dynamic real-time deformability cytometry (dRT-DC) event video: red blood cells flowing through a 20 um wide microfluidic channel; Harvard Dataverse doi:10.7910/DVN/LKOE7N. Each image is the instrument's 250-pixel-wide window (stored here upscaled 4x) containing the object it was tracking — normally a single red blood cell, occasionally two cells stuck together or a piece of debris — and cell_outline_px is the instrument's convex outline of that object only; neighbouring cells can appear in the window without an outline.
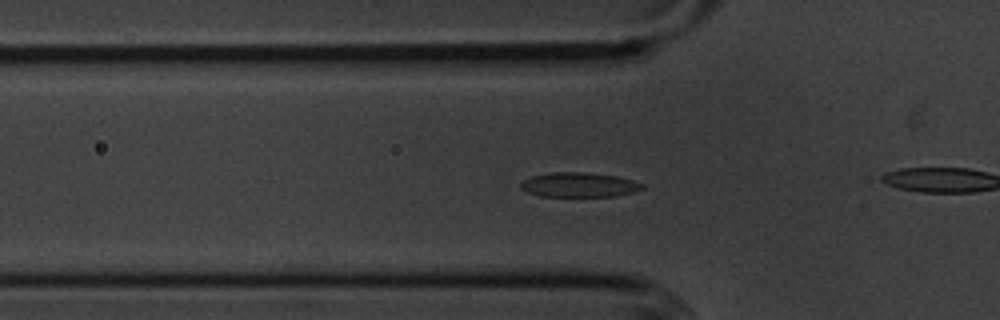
{"species": "common noctule bat (a hibernating species)", "species_latin": "Nyctalus noctula", "temperature_condition": "cold", "stored_images_in_passage": 58, "camera_frame_rate_fps": 3000, "um_per_image_px": 0.085, "animal": {"sex": "male", "body_mass_g": 20.1, "forearm_length_mm": 53.5}, "frame": {"image": 1, "passage_image": 19, "time_ms": 6.0, "image_size_px": [1000, 320], "cell_outline_px": [[644, 188], [632, 192], [616, 196], [540, 196], [528, 192], [520, 188], [520, 184], [524, 180], [532, 176], [548, 172], [588, 172], [616, 176], [632, 180], [644, 184]], "centroid_in_image_um": [49.21, 15.7], "position_along_channel_um": 76.6, "area_um2": 17.4}}
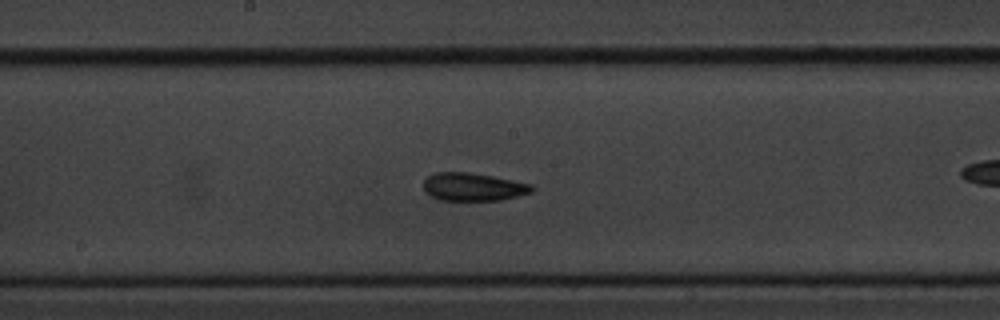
{"frame": {"image": 2, "passage_image": 30, "time_ms": 9.667, "image_size_px": [1000, 320], "cell_outline_px": [[536, 188], [532, 192], [500, 200], [440, 200], [424, 192], [424, 180], [428, 176], [436, 172], [468, 172], [492, 176], [532, 184]], "centroid_in_image_um": [40.22, 15.88], "position_along_channel_um": 208.0, "area_um2": 17.63}}
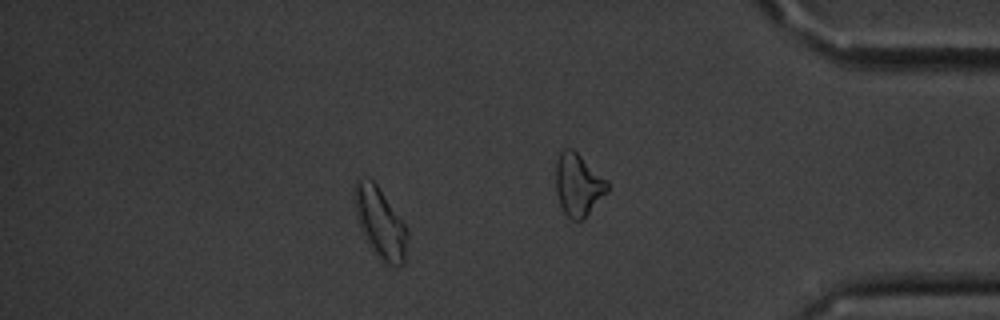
{"frame": {"image": 3, "passage_image": 50, "time_ms": 16.333, "image_size_px": [1000, 320], "cell_outline_px": [[408, 236], [404, 264], [396, 268], [384, 264], [380, 260], [372, 248], [360, 228], [356, 216], [356, 180], [372, 180], [376, 184], [404, 224], [408, 232]], "centroid_in_image_um": [32.37, 19.06], "position_along_channel_um": 402.8, "area_um2": 21.04}, "authors_computed_cell_mechanics": {"area_um2": 18.0336, "velocity_mm_per_s": 3.5656, "shape_relaxation_time_tau1_ms": 3.1818, "shape_relaxation_time_tau2_ms": 4.5495, "deformation_change_tau1": 0.0896, "deformation_change_tau2": 0.0887}}